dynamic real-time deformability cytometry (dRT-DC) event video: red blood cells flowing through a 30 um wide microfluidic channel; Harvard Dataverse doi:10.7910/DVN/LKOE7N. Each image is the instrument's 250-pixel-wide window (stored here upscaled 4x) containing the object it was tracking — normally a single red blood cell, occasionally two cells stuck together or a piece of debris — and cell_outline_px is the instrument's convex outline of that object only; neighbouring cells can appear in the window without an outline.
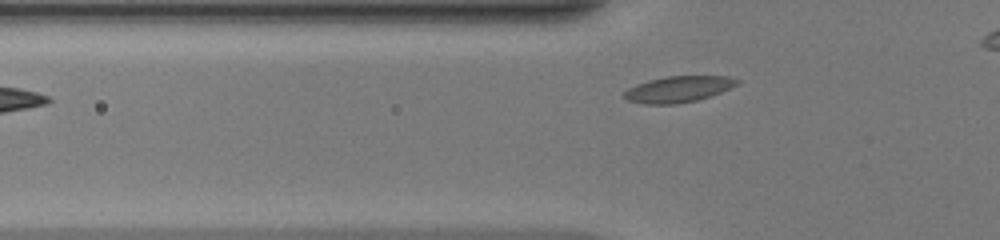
{"species": "common noctule bat (a hibernating species)", "species_latin": "Nyctalus noctula", "temperature_condition": "warm", "stored_images_in_passage": 30, "camera_frame_rate_fps": 3000, "um_per_image_px": 0.085, "animal": {"sex": "female", "body_mass_g": 20.0, "forearm_length_mm": 54.0}, "frame": {"image": 1, "passage_image": 2, "time_ms": 0.333, "image_size_px": [1000, 240], "cell_outline_px": [[740, 80], [736, 84], [720, 92], [696, 100], [676, 104], [644, 104], [628, 100], [620, 96], [628, 88], [636, 84], [648, 80], [668, 76], [728, 76]], "centroid_in_image_um": [57.58, 7.58], "position_along_channel_um": 68.2, "area_um2": 17.05}}
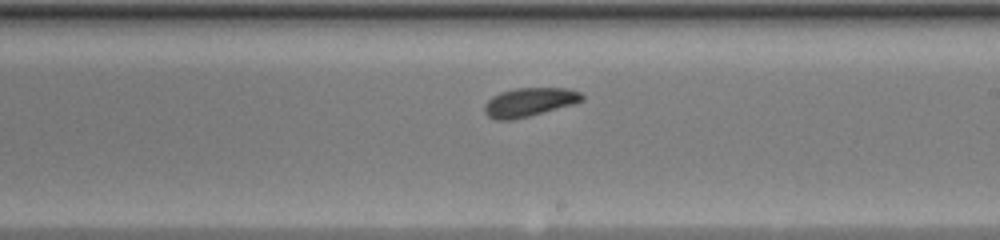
{"frame": {"image": 2, "passage_image": 15, "time_ms": 4.667, "image_size_px": [1000, 240], "cell_outline_px": [[584, 100], [572, 104], [528, 116], [512, 120], [496, 120], [488, 116], [484, 112], [484, 104], [492, 96], [500, 92], [516, 88], [568, 88], [580, 92], [584, 96]], "centroid_in_image_um": [44.96, 8.67], "position_along_channel_um": 244.0, "area_um2": 16.24}}
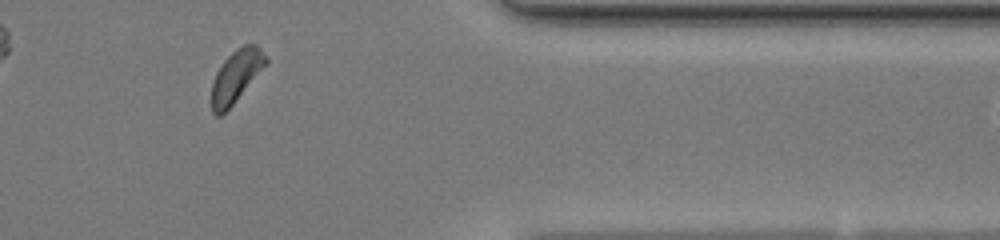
{"frame": {"image": 3, "passage_image": 27, "time_ms": 8.667, "image_size_px": [1000, 240], "cell_outline_px": [[268, 64], [232, 104], [220, 116], [216, 116], [212, 112], [212, 84], [216, 72], [224, 60], [236, 48], [244, 44], [256, 44], [260, 48], [268, 60]], "centroid_in_image_um": [20.08, 6.45], "position_along_channel_um": 391.3, "area_um2": 16.36}}